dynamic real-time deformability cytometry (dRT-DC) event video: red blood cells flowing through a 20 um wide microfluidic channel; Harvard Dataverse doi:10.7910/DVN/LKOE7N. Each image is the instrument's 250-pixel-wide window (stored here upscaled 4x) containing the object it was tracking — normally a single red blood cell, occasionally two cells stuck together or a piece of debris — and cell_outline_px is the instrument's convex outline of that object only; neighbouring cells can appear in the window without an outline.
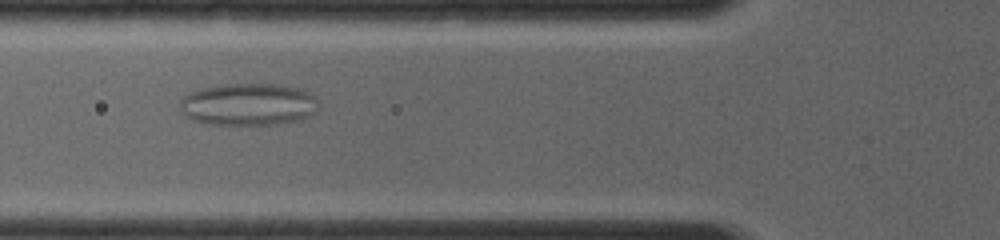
{"species": "common noctule bat (a hibernating species)", "species_latin": "Nyctalus noctula", "temperature_condition": "room temperature", "stored_images_in_passage": 15, "camera_frame_rate_fps": 4000, "um_per_image_px": 0.085, "animal": {"sex": "female", "body_mass_g": 19.0, "forearm_length_mm": 56.7}, "frame": {"image": 1, "passage_image": 11, "time_ms": 2.25, "image_size_px": [1000, 240], "cell_outline_px": [[316, 112], [300, 120], [276, 124], [208, 124], [192, 120], [184, 116], [180, 112], [180, 100], [188, 92], [204, 88], [224, 84], [276, 84], [304, 88], [316, 96]], "centroid_in_image_um": [21.1, 8.86], "position_along_channel_um": 104.7, "area_um2": 34.39}}
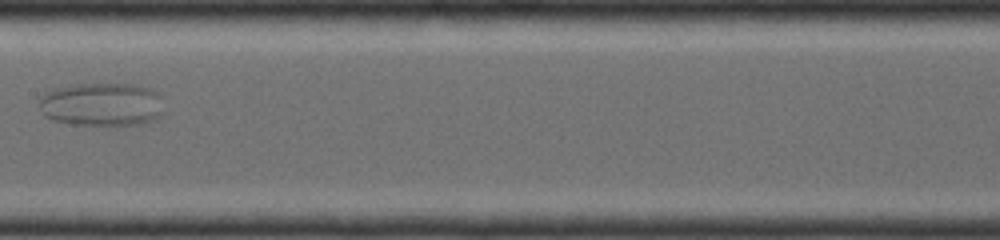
{"frame": {"image": 2, "passage_image": 15, "time_ms": 4.5, "image_size_px": [1000, 240], "cell_outline_px": [[164, 112], [160, 116], [152, 120], [140, 124], [72, 124], [52, 120], [44, 116], [40, 108], [40, 96], [44, 92], [56, 88], [80, 84], [132, 84], [148, 88], [156, 92], [160, 96]], "centroid_in_image_um": [8.64, 8.87], "position_along_channel_um": 198.8, "area_um2": 31.44}}